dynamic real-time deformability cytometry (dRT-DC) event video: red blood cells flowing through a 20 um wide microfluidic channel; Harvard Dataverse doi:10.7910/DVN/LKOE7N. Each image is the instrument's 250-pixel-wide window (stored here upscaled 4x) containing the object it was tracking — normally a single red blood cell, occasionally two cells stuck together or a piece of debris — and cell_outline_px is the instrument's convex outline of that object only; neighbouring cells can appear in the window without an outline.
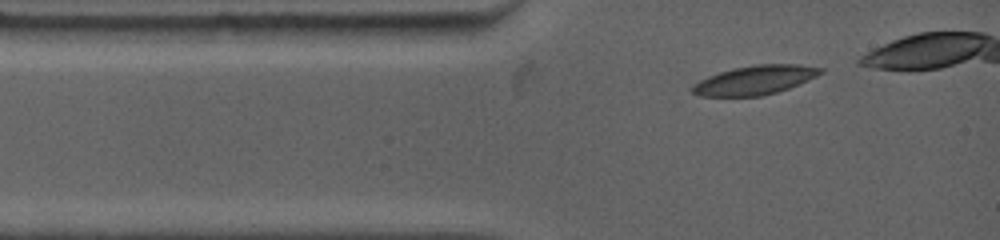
{"species": "common noctule bat (a hibernating species)", "species_latin": "Nyctalus noctula", "temperature_condition": "warm", "stored_images_in_passage": 4, "camera_frame_rate_fps": 4500, "um_per_image_px": 0.085, "animal": {"sex": "female", "body_mass_g": 19.0, "forearm_length_mm": 53.3}, "frame": {"image": 1, "passage_image": 1, "time_ms": 0.0, "image_size_px": [1000, 240], "cell_outline_px": [[824, 72], [808, 80], [788, 88], [776, 92], [760, 96], [700, 96], [692, 92], [692, 84], [708, 76], [732, 68], [756, 64], [796, 64], [824, 68]], "centroid_in_image_um": [64.16, 6.8], "position_along_channel_um": 20.8, "area_um2": 21.62}}